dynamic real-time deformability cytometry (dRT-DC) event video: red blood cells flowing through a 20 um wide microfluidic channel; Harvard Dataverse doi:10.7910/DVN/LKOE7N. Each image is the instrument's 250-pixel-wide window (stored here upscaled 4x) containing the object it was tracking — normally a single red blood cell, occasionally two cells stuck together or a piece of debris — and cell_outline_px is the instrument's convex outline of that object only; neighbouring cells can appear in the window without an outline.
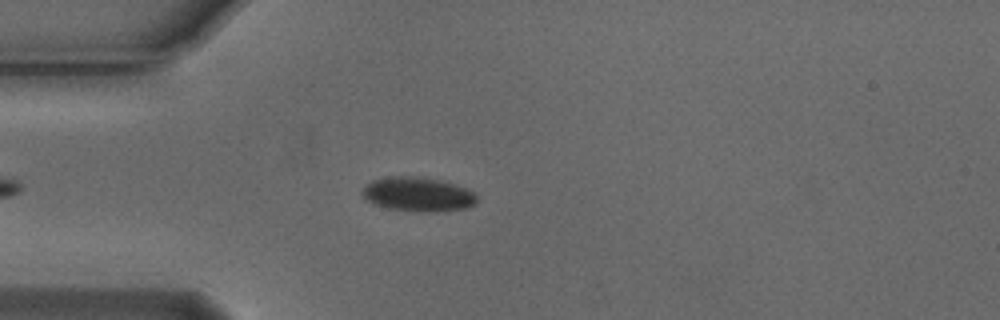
{"species": "Egyptian fruit bat (a non-hibernating species)", "species_latin": "Rousettus aegyptiacus", "temperature_condition": "cold", "stored_images_in_passage": 45, "camera_frame_rate_fps": 3000, "um_per_image_px": 0.085, "animal": {"sex": "male"}, "frame": {"image": 1, "passage_image": 8, "time_ms": 2.333, "image_size_px": [1000, 320], "cell_outline_px": [[476, 200], [468, 208], [444, 212], [420, 212], [388, 208], [364, 200], [360, 192], [372, 180], [392, 176], [416, 176], [436, 180], [452, 184], [476, 192]], "centroid_in_image_um": [35.5, 16.53], "position_along_channel_um": 49.5, "area_um2": 22.83}}
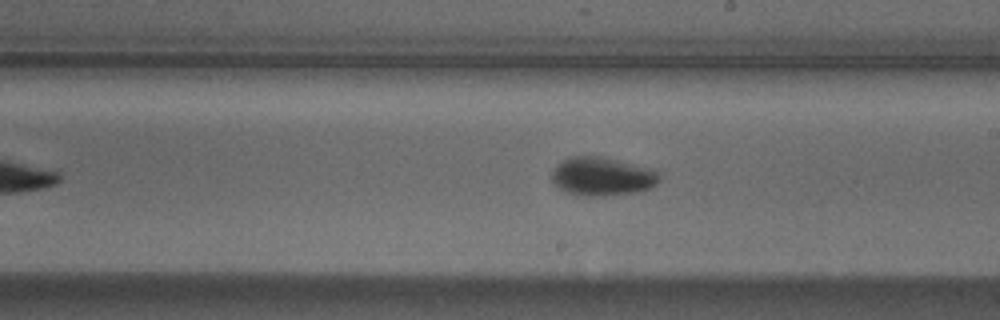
{"frame": {"image": 2, "passage_image": 24, "time_ms": 7.667, "image_size_px": [1000, 320], "cell_outline_px": [[660, 180], [652, 188], [640, 192], [604, 196], [576, 196], [564, 192], [552, 180], [552, 172], [556, 164], [568, 156], [600, 156], [656, 168], [660, 172]], "centroid_in_image_um": [51.23, 15.0], "position_along_channel_um": 237.8, "area_um2": 24.91}}
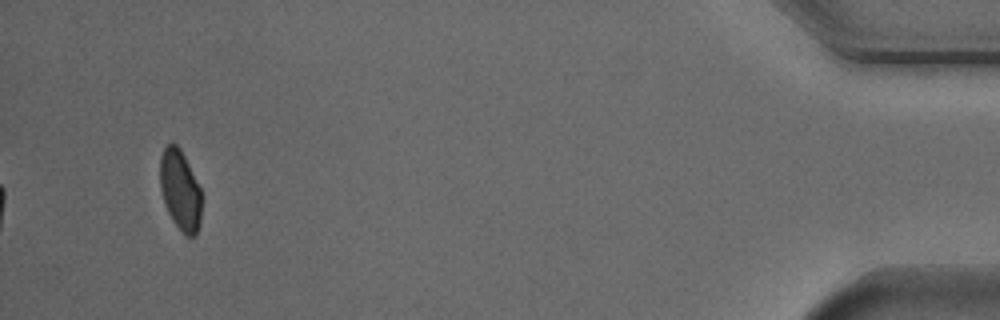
{"frame": {"image": 3, "passage_image": 45, "time_ms": 14.667, "image_size_px": [1000, 320], "cell_outline_px": [[200, 224], [196, 236], [184, 236], [172, 220], [168, 212], [160, 188], [160, 156], [164, 148], [168, 144], [176, 144], [180, 148], [200, 188]], "centroid_in_image_um": [15.3, 16.19], "position_along_channel_um": 419.9, "area_um2": 19.25}, "authors_computed_cell_mechanics": {"area_um2": 22.3108, "velocity_mm_per_s": 3.7517, "shape_relaxation_time_tau1_ms": 2.7396, "shape_relaxation_time_tau2_ms": null, "deformation_change_tau1": 0.0698, "deformation_change_tau2": null}}